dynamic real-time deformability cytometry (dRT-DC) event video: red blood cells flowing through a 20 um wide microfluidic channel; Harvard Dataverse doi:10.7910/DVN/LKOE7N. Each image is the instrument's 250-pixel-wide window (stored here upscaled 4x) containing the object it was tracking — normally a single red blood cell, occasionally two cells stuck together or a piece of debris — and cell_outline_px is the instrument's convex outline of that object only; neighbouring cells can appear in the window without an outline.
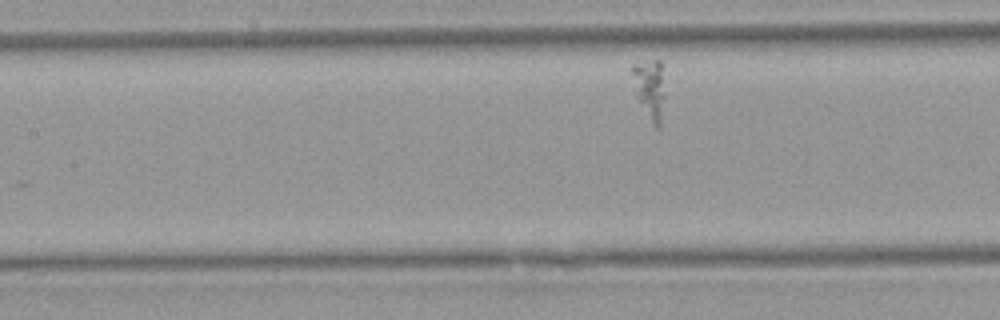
{"species": "Egyptian fruit bat (a non-hibernating species)", "species_latin": "Rousettus aegyptiacus", "temperature_condition": "warm", "stored_images_in_passage": 30, "camera_frame_rate_fps": 3000, "um_per_image_px": 0.085, "animal": {"sex": "female"}, "frame": {"image": 1, "passage_image": 9, "time_ms": 2.667, "image_size_px": [1000, 320], "cell_outline_px": [[664, 96], [660, 128], [656, 128], [652, 124], [636, 96], [628, 68], [632, 64], [652, 60], [660, 60]], "centroid_in_image_um": [55.17, 7.53], "position_along_channel_um": 152.2, "area_um2": 11.44}}
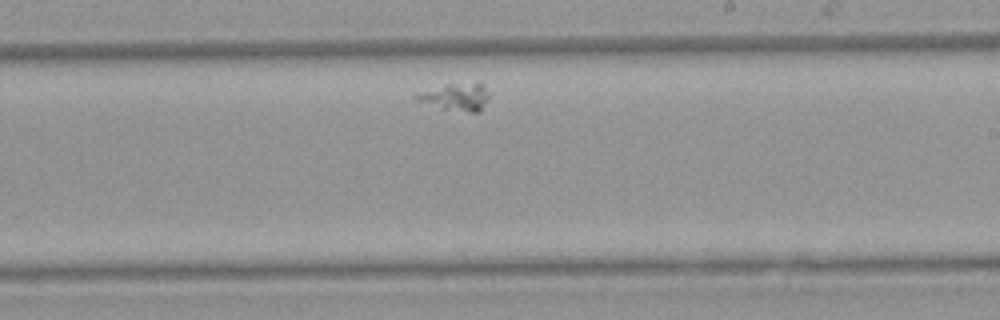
{"frame": {"image": 2, "passage_image": 18, "time_ms": 5.667, "image_size_px": [1000, 320], "cell_outline_px": [[492, 92], [488, 100], [480, 112], [468, 112], [440, 108], [416, 100], [412, 96], [416, 92], [444, 84], [476, 80], [484, 84]], "centroid_in_image_um": [38.81, 8.18], "position_along_channel_um": 250.2, "area_um2": 12.43}}
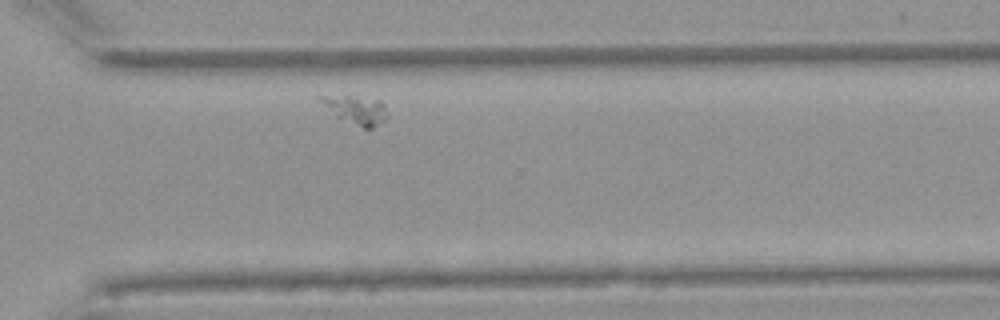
{"frame": {"image": 3, "passage_image": 26, "time_ms": 8.333, "image_size_px": [1000, 320], "cell_outline_px": [[388, 116], [384, 120], [372, 128], [364, 128], [336, 116], [316, 100], [316, 96], [348, 96], [380, 100], [384, 104]], "centroid_in_image_um": [30.24, 9.32], "position_along_channel_um": 340.4, "area_um2": 10.87}}